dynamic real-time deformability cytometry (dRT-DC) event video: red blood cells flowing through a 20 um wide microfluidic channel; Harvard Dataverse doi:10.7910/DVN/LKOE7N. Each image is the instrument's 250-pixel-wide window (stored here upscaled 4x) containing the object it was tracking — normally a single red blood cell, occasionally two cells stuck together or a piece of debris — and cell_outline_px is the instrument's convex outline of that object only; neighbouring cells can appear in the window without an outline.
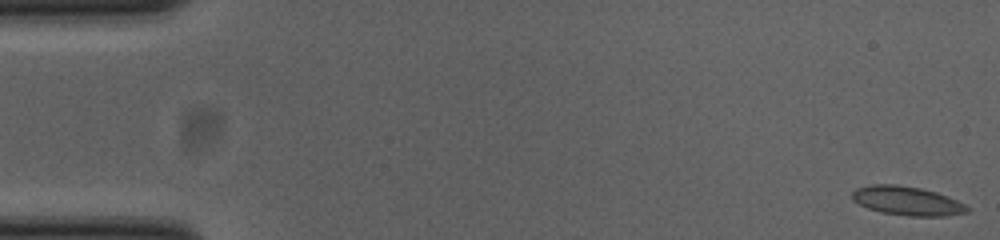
{"species": "common noctule bat (a hibernating species)", "species_latin": "Nyctalus noctula", "temperature_condition": "cold", "stored_images_in_passage": 53, "camera_frame_rate_fps": 3000, "um_per_image_px": 0.085, "animal": {"sex": "female", "body_mass_g": 23.0, "forearm_length_mm": 53.4}, "frame": {"image": 1, "passage_image": 1, "time_ms": 0.0, "image_size_px": [1000, 240], "cell_outline_px": [[968, 212], [944, 216], [908, 216], [880, 212], [868, 208], [852, 200], [852, 192], [856, 188], [872, 184], [896, 184], [920, 188], [936, 192], [948, 196], [964, 204], [968, 208]], "centroid_in_image_um": [77.08, 17.07], "position_along_channel_um": 7.9, "area_um2": 19.36}}
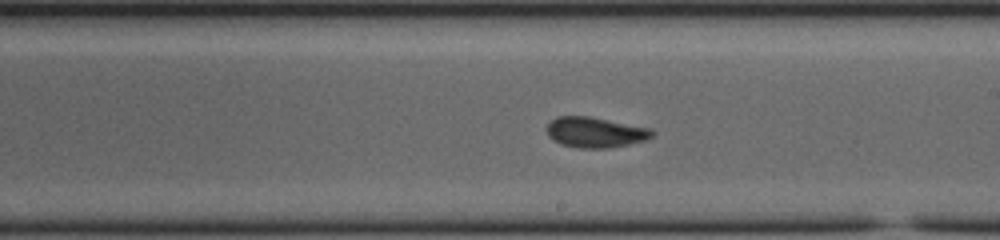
{"frame": {"image": 2, "passage_image": 30, "time_ms": 9.667, "image_size_px": [1000, 240], "cell_outline_px": [[656, 132], [652, 136], [644, 140], [628, 144], [608, 148], [580, 148], [560, 144], [548, 136], [548, 124], [556, 116], [588, 116], [652, 128]], "centroid_in_image_um": [50.61, 11.24], "position_along_channel_um": 238.4, "area_um2": 18.61}}
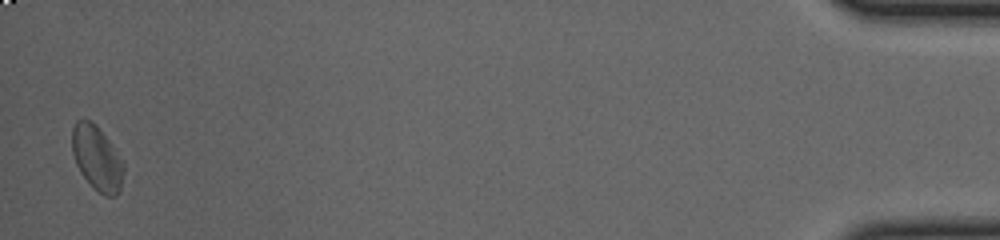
{"frame": {"image": 3, "passage_image": 52, "time_ms": 17.0, "image_size_px": [1000, 240], "cell_outline_px": [[124, 172], [120, 192], [116, 196], [104, 196], [92, 188], [80, 172], [76, 164], [72, 152], [72, 128], [76, 120], [92, 120], [96, 124], [112, 144], [124, 164]], "centroid_in_image_um": [8.24, 13.46], "position_along_channel_um": 427.0, "area_um2": 19.71}, "authors_computed_cell_mechanics": {"area_um2": 18.496, "velocity_mm_per_s": 3.8448, "shape_relaxation_time_tau1_ms": 2.8639, "shape_relaxation_time_tau2_ms": 1.1732, "deformation_change_tau1": 0.0987, "deformation_change_tau2": 0.071}}